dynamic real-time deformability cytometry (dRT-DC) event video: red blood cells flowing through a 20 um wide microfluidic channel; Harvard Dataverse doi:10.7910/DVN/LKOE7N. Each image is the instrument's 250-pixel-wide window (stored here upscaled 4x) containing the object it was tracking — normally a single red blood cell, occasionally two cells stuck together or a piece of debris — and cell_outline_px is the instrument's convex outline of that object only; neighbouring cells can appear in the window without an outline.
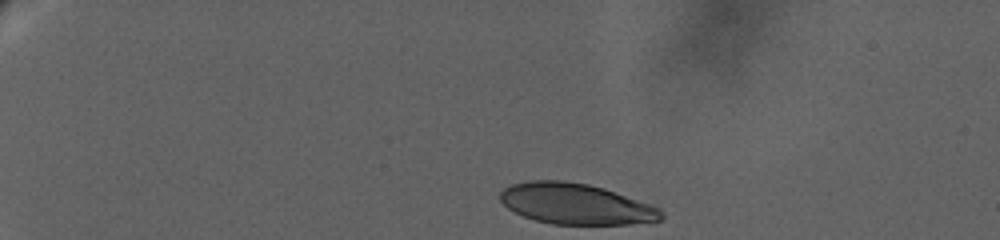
{"species": "human", "species_latin": "Homo sapiens", "temperature_condition": "warm", "stored_images_in_passage": 13, "camera_frame_rate_fps": 3000, "um_per_image_px": 0.085, "donor": {"sex": "female"}, "frame": {"image": 1, "passage_image": 1, "time_ms": 0.0, "image_size_px": [1000, 240], "cell_outline_px": [[664, 216], [660, 220], [628, 224], [552, 224], [536, 220], [524, 216], [508, 208], [500, 200], [500, 192], [504, 188], [512, 184], [532, 180], [564, 180], [588, 184], [604, 188], [652, 204], [660, 208], [664, 212]], "centroid_in_image_um": [48.97, 17.32], "position_along_channel_um": 36.0, "area_um2": 38.32}}
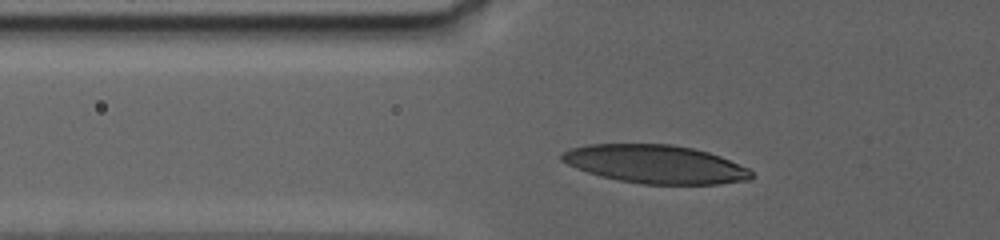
{"frame": {"image": 2, "passage_image": 10, "time_ms": 4.333, "image_size_px": [1000, 240], "cell_outline_px": [[752, 176], [748, 180], [720, 184], [640, 184], [600, 176], [576, 168], [560, 160], [560, 152], [572, 148], [588, 144], [672, 144], [692, 148], [708, 152], [720, 156], [748, 168], [752, 172]], "centroid_in_image_um": [55.69, 13.95], "position_along_channel_um": 70.1, "area_um2": 42.37}}